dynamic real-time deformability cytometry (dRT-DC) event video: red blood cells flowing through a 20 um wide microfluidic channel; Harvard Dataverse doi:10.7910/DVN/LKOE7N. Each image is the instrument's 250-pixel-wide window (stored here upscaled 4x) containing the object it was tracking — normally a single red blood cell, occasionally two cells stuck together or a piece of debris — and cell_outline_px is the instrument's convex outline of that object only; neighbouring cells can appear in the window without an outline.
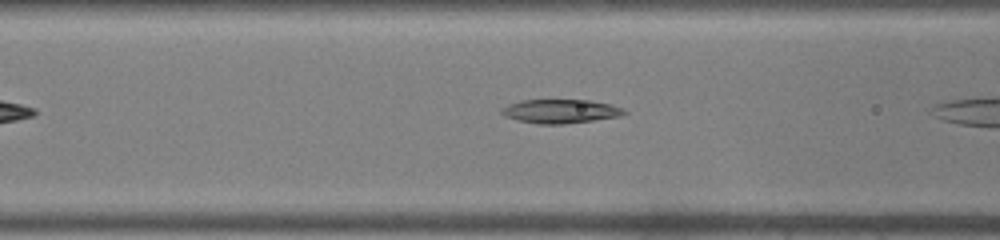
{"species": "common noctule bat (a hibernating species)", "species_latin": "Nyctalus noctula", "temperature_condition": "warm", "stored_images_in_passage": 23, "camera_frame_rate_fps": 3000, "um_per_image_px": 0.085, "animal": {"sex": "male", "body_mass_g": 19.0, "forearm_length_mm": 50.8}, "frame": {"image": 1, "passage_image": 4, "time_ms": 1.0, "image_size_px": [1000, 240], "cell_outline_px": [[628, 112], [620, 116], [564, 124], [540, 124], [520, 120], [508, 116], [500, 112], [500, 108], [508, 104], [520, 100], [588, 100], [612, 104], [624, 108]], "centroid_in_image_um": [47.67, 9.44], "position_along_channel_um": 118.9, "area_um2": 16.94}}
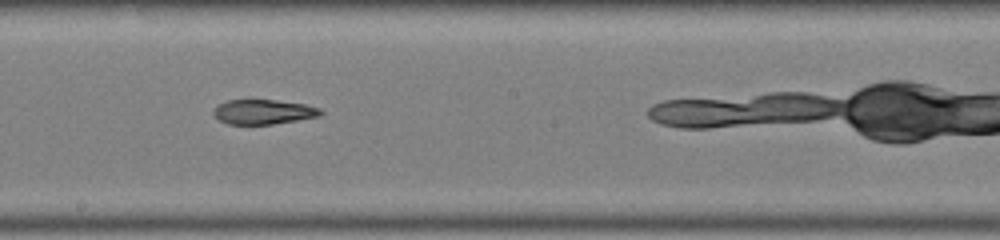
{"frame": {"image": 2, "passage_image": 11, "time_ms": 3.333, "image_size_px": [1000, 240], "cell_outline_px": [[324, 112], [320, 116], [272, 124], [228, 124], [220, 120], [212, 112], [220, 104], [228, 100], [276, 100], [304, 104], [320, 108]], "centroid_in_image_um": [22.42, 9.51], "position_along_channel_um": 225.8, "area_um2": 15.2}}
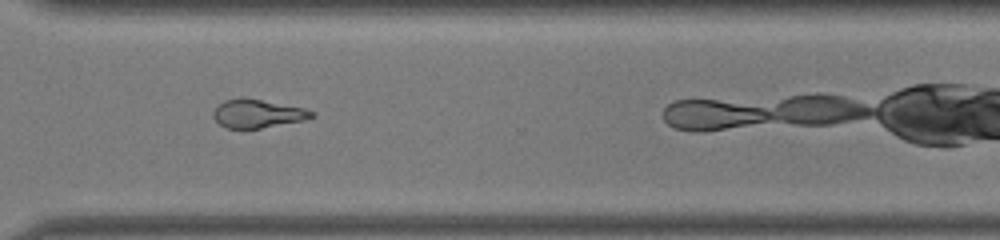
{"frame": {"image": 3, "passage_image": 19, "time_ms": 6.0, "image_size_px": [1000, 240], "cell_outline_px": [[316, 116], [304, 120], [260, 128], [224, 128], [212, 116], [212, 112], [224, 100], [240, 96], [304, 108], [316, 112]], "centroid_in_image_um": [21.88, 9.64], "position_along_channel_um": 348.7, "area_um2": 16.3}}